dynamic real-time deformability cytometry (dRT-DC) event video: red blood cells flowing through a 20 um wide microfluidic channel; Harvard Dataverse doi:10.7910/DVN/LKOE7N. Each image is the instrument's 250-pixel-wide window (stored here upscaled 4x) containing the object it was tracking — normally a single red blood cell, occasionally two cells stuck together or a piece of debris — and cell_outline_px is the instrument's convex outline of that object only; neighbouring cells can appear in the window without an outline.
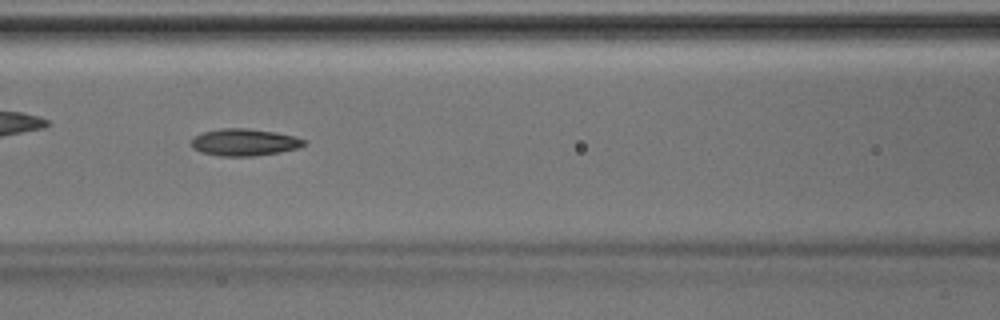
{"species": "Egyptian fruit bat (a non-hibernating species)", "species_latin": "Rousettus aegyptiacus", "temperature_condition": "room temperature", "stored_images_in_passage": 45, "camera_frame_rate_fps": 3000, "um_per_image_px": 0.085, "animal": {"sex": "male"}, "frame": {"image": 1, "passage_image": 20, "time_ms": 6.333, "image_size_px": [1000, 320], "cell_outline_px": [[304, 144], [300, 148], [280, 152], [256, 156], [220, 156], [200, 152], [192, 148], [192, 140], [200, 132], [220, 128], [248, 128], [276, 132], [296, 136], [304, 140]], "centroid_in_image_um": [20.76, 12.09], "position_along_channel_um": 145.8, "area_um2": 17.92}}